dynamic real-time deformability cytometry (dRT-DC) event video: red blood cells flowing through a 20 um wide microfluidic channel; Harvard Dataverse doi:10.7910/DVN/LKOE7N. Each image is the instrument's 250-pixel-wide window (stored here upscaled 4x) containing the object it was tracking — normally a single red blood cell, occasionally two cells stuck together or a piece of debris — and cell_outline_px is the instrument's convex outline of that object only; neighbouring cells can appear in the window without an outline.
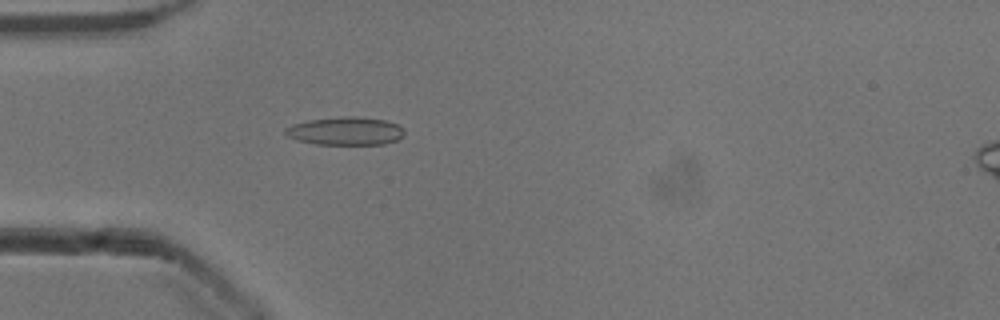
{"species": "common noctule bat (a hibernating species)", "species_latin": "Nyctalus noctula", "temperature_condition": "cold", "stored_images_in_passage": 43, "camera_frame_rate_fps": 3000, "um_per_image_px": 0.085, "animal": {"sex": "male", "body_mass_g": 13.3}, "frame": {"image": 1, "passage_image": 6, "time_ms": 1.667, "image_size_px": [1000, 320], "cell_outline_px": [[404, 136], [396, 140], [384, 144], [316, 144], [300, 140], [288, 136], [284, 132], [284, 128], [292, 124], [312, 120], [352, 116], [384, 120], [396, 124], [404, 128]], "centroid_in_image_um": [29.39, 11.15], "position_along_channel_um": 55.6, "area_um2": 19.13}}
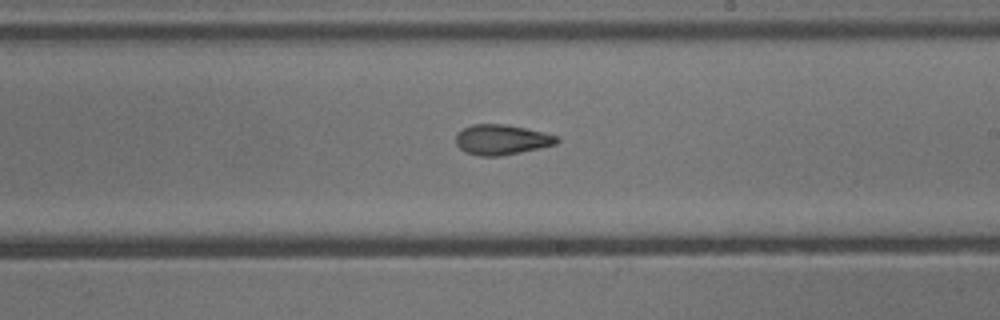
{"frame": {"image": 2, "passage_image": 21, "time_ms": 6.667, "image_size_px": [1000, 320], "cell_outline_px": [[560, 140], [556, 144], [520, 152], [500, 156], [480, 156], [464, 152], [456, 144], [456, 136], [464, 128], [472, 124], [504, 124], [524, 128], [556, 136]], "centroid_in_image_um": [42.6, 11.88], "position_along_channel_um": 246.4, "area_um2": 17.46}}
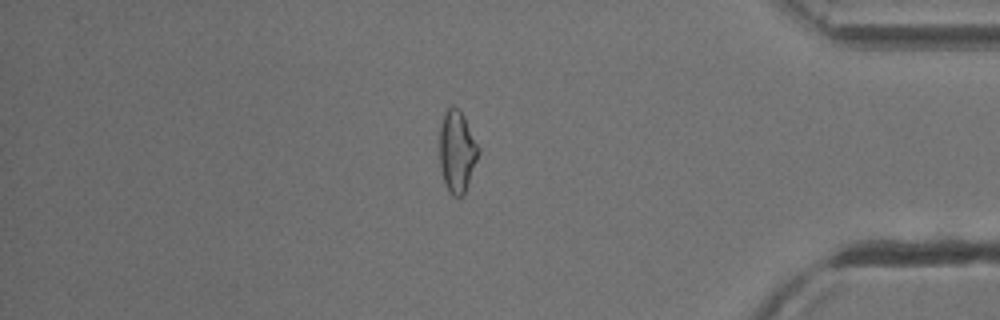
{"frame": {"image": 3, "passage_image": 35, "time_ms": 11.333, "image_size_px": [1000, 320], "cell_outline_px": [[480, 152], [464, 192], [460, 196], [452, 196], [448, 192], [444, 184], [440, 164], [440, 124], [444, 112], [452, 104], [460, 108], [480, 148]], "centroid_in_image_um": [38.84, 12.82], "position_along_channel_um": 396.4, "area_um2": 18.61}, "authors_computed_cell_mechanics": {"area_um2": 18.0914, "velocity_mm_per_s": 3.9147, "shape_relaxation_time_tau1_ms": null, "shape_relaxation_time_tau2_ms": 3.3631, "deformation_change_tau1": null, "deformation_change_tau2": 0.1113}}